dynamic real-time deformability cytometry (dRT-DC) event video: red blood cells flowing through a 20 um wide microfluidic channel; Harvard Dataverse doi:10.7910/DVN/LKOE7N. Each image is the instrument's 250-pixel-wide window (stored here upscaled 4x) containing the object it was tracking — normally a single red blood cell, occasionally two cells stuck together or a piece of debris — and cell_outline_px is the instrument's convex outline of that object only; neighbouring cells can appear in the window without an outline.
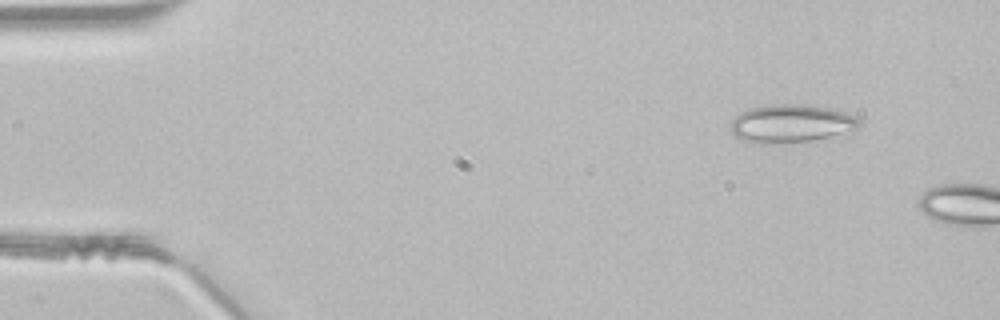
{"species": "common noctule bat (a hibernating species)", "species_latin": "Nyctalus noctula", "temperature_condition": "room temperature", "stored_images_in_passage": 4, "camera_frame_rate_fps": 3000, "um_per_image_px": 0.085, "animal": {"sex": "male", "body_mass_g": 21.5, "forearm_length_mm": 52.0}, "frame": {"image": 1, "passage_image": 1, "time_ms": 0.0, "image_size_px": [1000, 320], "cell_outline_px": [[864, 124], [844, 136], [780, 144], [760, 144], [744, 140], [736, 136], [728, 128], [728, 124], [740, 112], [752, 108], [772, 104], [804, 104], [828, 108], [844, 112], [856, 116]], "centroid_in_image_um": [67.3, 10.52], "position_along_channel_um": 17.7, "area_um2": 29.3}}